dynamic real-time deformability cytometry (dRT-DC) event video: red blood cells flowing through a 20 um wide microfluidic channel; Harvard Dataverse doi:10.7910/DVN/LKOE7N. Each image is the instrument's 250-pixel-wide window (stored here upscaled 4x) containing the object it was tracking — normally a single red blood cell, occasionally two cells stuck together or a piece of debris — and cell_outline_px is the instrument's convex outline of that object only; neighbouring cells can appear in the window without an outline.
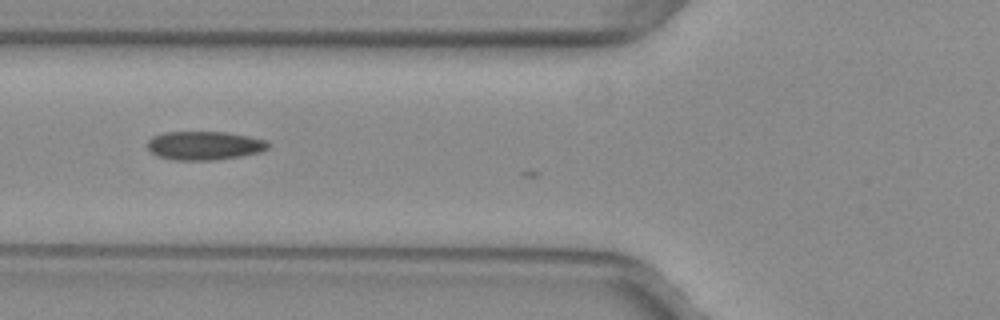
{"species": "common noctule bat (a hibernating species)", "species_latin": "Nyctalus noctula", "temperature_condition": "warm", "stored_images_in_passage": 3, "camera_frame_rate_fps": 3000, "um_per_image_px": 0.085, "animal": {"sex": "female", "body_mass_g": 29.2, "forearm_length_mm": 56.3}, "frame": {"image": 1, "passage_image": 2, "time_ms": 0.333, "image_size_px": [1000, 320], "cell_outline_px": [[268, 148], [260, 152], [240, 156], [216, 160], [172, 160], [156, 156], [148, 148], [148, 140], [152, 136], [164, 132], [224, 132], [248, 136], [264, 140], [268, 144]], "centroid_in_image_um": [17.33, 12.38], "position_along_channel_um": 108.5, "area_um2": 20.11}}